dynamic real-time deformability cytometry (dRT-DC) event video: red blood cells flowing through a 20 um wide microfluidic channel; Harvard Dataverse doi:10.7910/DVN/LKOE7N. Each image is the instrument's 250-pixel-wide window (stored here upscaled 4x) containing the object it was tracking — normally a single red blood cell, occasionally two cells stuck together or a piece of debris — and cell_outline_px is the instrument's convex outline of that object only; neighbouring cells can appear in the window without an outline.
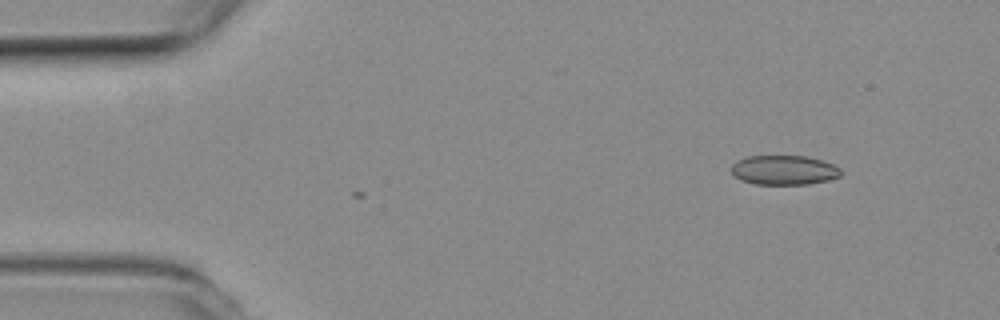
{"species": "common noctule bat (a hibernating species)", "species_latin": "Nyctalus noctula", "temperature_condition": "room temperature", "stored_images_in_passage": 4, "camera_frame_rate_fps": 3000, "um_per_image_px": 0.085, "animal": {"sex": "female", "body_mass_g": 19.3, "forearm_length_mm": 54.1}, "frame": {"image": 1, "passage_image": 1, "time_ms": 0.0, "image_size_px": [1000, 320], "cell_outline_px": [[840, 176], [828, 180], [808, 184], [756, 184], [740, 180], [732, 176], [732, 164], [736, 160], [748, 156], [808, 156], [832, 164], [840, 168]], "centroid_in_image_um": [66.6, 14.45], "position_along_channel_um": 18.4, "area_um2": 18.84}}
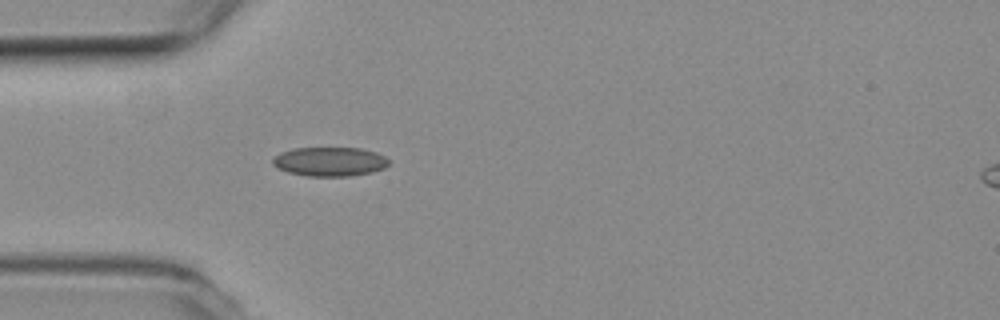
{"frame": {"image": 2, "passage_image": 4, "time_ms": 1.0, "image_size_px": [1000, 320], "cell_outline_px": [[388, 164], [384, 168], [372, 172], [348, 176], [308, 176], [288, 172], [276, 168], [272, 164], [272, 156], [280, 152], [292, 148], [360, 148], [376, 152], [384, 156], [388, 160]], "centroid_in_image_um": [27.97, 13.73], "position_along_channel_um": 57.0, "area_um2": 19.83}}